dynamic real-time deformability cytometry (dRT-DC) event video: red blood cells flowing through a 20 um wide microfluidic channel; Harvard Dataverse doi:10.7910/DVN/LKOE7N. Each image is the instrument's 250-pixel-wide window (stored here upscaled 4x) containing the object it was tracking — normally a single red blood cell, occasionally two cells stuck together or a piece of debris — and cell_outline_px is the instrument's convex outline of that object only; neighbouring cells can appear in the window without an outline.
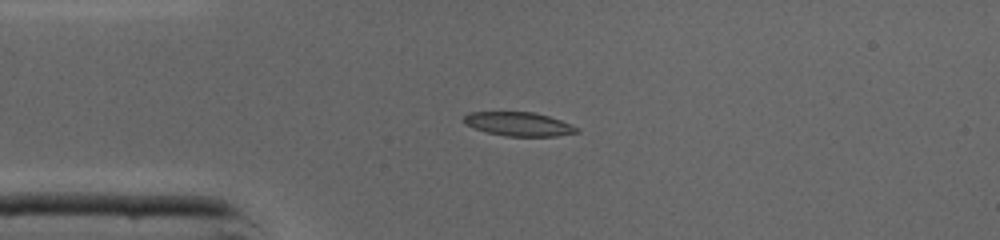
{"species": "common noctule bat (a hibernating species)", "species_latin": "Nyctalus noctula", "temperature_condition": "cold", "stored_images_in_passage": 45, "camera_frame_rate_fps": 3000, "um_per_image_px": 0.085, "animal": {"sex": "male", "body_mass_g": 19.0, "forearm_length_mm": 50.8}, "frame": {"image": 1, "passage_image": 10, "time_ms": 3.0, "image_size_px": [1000, 240], "cell_outline_px": [[580, 132], [556, 136], [508, 136], [488, 132], [464, 124], [464, 116], [472, 112], [532, 112], [548, 116], [560, 120], [580, 128]], "centroid_in_image_um": [44.13, 10.55], "position_along_channel_um": 40.9, "area_um2": 15.49}}
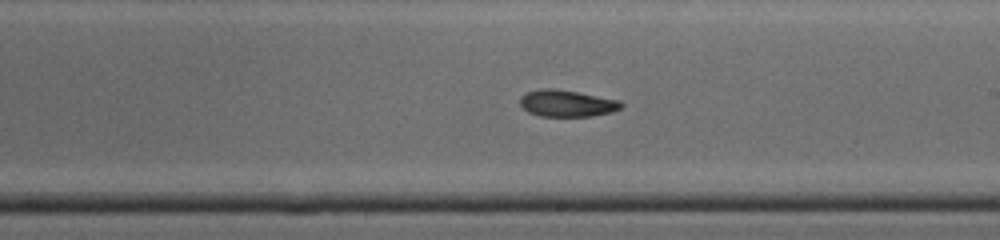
{"frame": {"image": 2, "passage_image": 25, "time_ms": 8.0, "image_size_px": [1000, 240], "cell_outline_px": [[624, 104], [620, 108], [612, 112], [592, 116], [540, 116], [528, 112], [520, 104], [520, 96], [528, 92], [576, 92], [620, 100]], "centroid_in_image_um": [48.27, 8.85], "position_along_channel_um": 240.7, "area_um2": 14.8}}
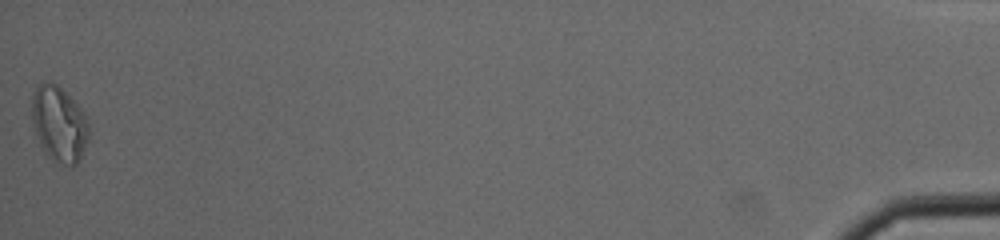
{"frame": {"image": 3, "passage_image": 45, "time_ms": 14.667, "image_size_px": [1000, 240], "cell_outline_px": [[88, 140], [80, 160], [72, 168], [56, 164], [44, 152], [40, 144], [36, 132], [32, 116], [32, 100], [36, 88], [44, 80], [56, 84], [80, 108], [88, 124]], "centroid_in_image_um": [5.03, 10.61], "position_along_channel_um": 430.2, "area_um2": 24.85}}